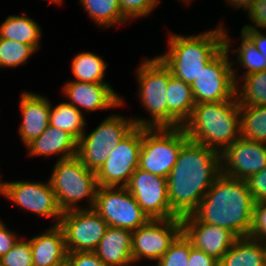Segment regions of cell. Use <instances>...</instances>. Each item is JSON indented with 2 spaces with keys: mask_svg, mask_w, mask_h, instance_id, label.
<instances>
[{
  "mask_svg": "<svg viewBox=\"0 0 266 266\" xmlns=\"http://www.w3.org/2000/svg\"><path fill=\"white\" fill-rule=\"evenodd\" d=\"M221 174V154L188 140L167 177L171 209L179 216L191 214Z\"/></svg>",
  "mask_w": 266,
  "mask_h": 266,
  "instance_id": "cell-1",
  "label": "cell"
},
{
  "mask_svg": "<svg viewBox=\"0 0 266 266\" xmlns=\"http://www.w3.org/2000/svg\"><path fill=\"white\" fill-rule=\"evenodd\" d=\"M254 204L245 180L221 173L191 215L199 222L227 228L238 238L248 237Z\"/></svg>",
  "mask_w": 266,
  "mask_h": 266,
  "instance_id": "cell-2",
  "label": "cell"
},
{
  "mask_svg": "<svg viewBox=\"0 0 266 266\" xmlns=\"http://www.w3.org/2000/svg\"><path fill=\"white\" fill-rule=\"evenodd\" d=\"M187 137L222 154L240 137V103L230 100L195 104L183 125Z\"/></svg>",
  "mask_w": 266,
  "mask_h": 266,
  "instance_id": "cell-3",
  "label": "cell"
},
{
  "mask_svg": "<svg viewBox=\"0 0 266 266\" xmlns=\"http://www.w3.org/2000/svg\"><path fill=\"white\" fill-rule=\"evenodd\" d=\"M169 49L158 56L169 68L173 77L192 84L207 63L225 46L224 27L198 35L172 34Z\"/></svg>",
  "mask_w": 266,
  "mask_h": 266,
  "instance_id": "cell-4",
  "label": "cell"
},
{
  "mask_svg": "<svg viewBox=\"0 0 266 266\" xmlns=\"http://www.w3.org/2000/svg\"><path fill=\"white\" fill-rule=\"evenodd\" d=\"M49 181L62 213L94 208L98 188L96 172L86 168L76 156L57 160ZM85 198L90 206H76Z\"/></svg>",
  "mask_w": 266,
  "mask_h": 266,
  "instance_id": "cell-5",
  "label": "cell"
},
{
  "mask_svg": "<svg viewBox=\"0 0 266 266\" xmlns=\"http://www.w3.org/2000/svg\"><path fill=\"white\" fill-rule=\"evenodd\" d=\"M139 97L151 119L134 117L135 126L144 128H168L167 86L172 76L169 68L157 56L146 59L137 69Z\"/></svg>",
  "mask_w": 266,
  "mask_h": 266,
  "instance_id": "cell-6",
  "label": "cell"
},
{
  "mask_svg": "<svg viewBox=\"0 0 266 266\" xmlns=\"http://www.w3.org/2000/svg\"><path fill=\"white\" fill-rule=\"evenodd\" d=\"M189 140L183 127L144 128L138 168L167 178L181 147Z\"/></svg>",
  "mask_w": 266,
  "mask_h": 266,
  "instance_id": "cell-7",
  "label": "cell"
},
{
  "mask_svg": "<svg viewBox=\"0 0 266 266\" xmlns=\"http://www.w3.org/2000/svg\"><path fill=\"white\" fill-rule=\"evenodd\" d=\"M230 38L224 28V47L207 63L191 84L196 104L230 100L238 87L233 77V63L229 61Z\"/></svg>",
  "mask_w": 266,
  "mask_h": 266,
  "instance_id": "cell-8",
  "label": "cell"
},
{
  "mask_svg": "<svg viewBox=\"0 0 266 266\" xmlns=\"http://www.w3.org/2000/svg\"><path fill=\"white\" fill-rule=\"evenodd\" d=\"M135 127L132 118L112 114L105 118L88 135L84 132L77 144L76 157L94 172L104 164L108 155L118 143Z\"/></svg>",
  "mask_w": 266,
  "mask_h": 266,
  "instance_id": "cell-9",
  "label": "cell"
},
{
  "mask_svg": "<svg viewBox=\"0 0 266 266\" xmlns=\"http://www.w3.org/2000/svg\"><path fill=\"white\" fill-rule=\"evenodd\" d=\"M93 209L108 226L131 232L150 220L126 187L98 186Z\"/></svg>",
  "mask_w": 266,
  "mask_h": 266,
  "instance_id": "cell-10",
  "label": "cell"
},
{
  "mask_svg": "<svg viewBox=\"0 0 266 266\" xmlns=\"http://www.w3.org/2000/svg\"><path fill=\"white\" fill-rule=\"evenodd\" d=\"M142 146V127L135 126L112 149L108 158L96 172L98 186L126 187L138 168Z\"/></svg>",
  "mask_w": 266,
  "mask_h": 266,
  "instance_id": "cell-11",
  "label": "cell"
},
{
  "mask_svg": "<svg viewBox=\"0 0 266 266\" xmlns=\"http://www.w3.org/2000/svg\"><path fill=\"white\" fill-rule=\"evenodd\" d=\"M59 226L64 232L67 252L94 251L108 227L107 222L94 209L64 212Z\"/></svg>",
  "mask_w": 266,
  "mask_h": 266,
  "instance_id": "cell-12",
  "label": "cell"
},
{
  "mask_svg": "<svg viewBox=\"0 0 266 266\" xmlns=\"http://www.w3.org/2000/svg\"><path fill=\"white\" fill-rule=\"evenodd\" d=\"M181 233V218L150 219L132 232L133 262L158 261Z\"/></svg>",
  "mask_w": 266,
  "mask_h": 266,
  "instance_id": "cell-13",
  "label": "cell"
},
{
  "mask_svg": "<svg viewBox=\"0 0 266 266\" xmlns=\"http://www.w3.org/2000/svg\"><path fill=\"white\" fill-rule=\"evenodd\" d=\"M0 193L25 211H31L37 216L57 219L53 226L59 225L62 212L49 180L46 183L24 180L2 182L1 180Z\"/></svg>",
  "mask_w": 266,
  "mask_h": 266,
  "instance_id": "cell-14",
  "label": "cell"
},
{
  "mask_svg": "<svg viewBox=\"0 0 266 266\" xmlns=\"http://www.w3.org/2000/svg\"><path fill=\"white\" fill-rule=\"evenodd\" d=\"M126 188L150 219L181 218L170 207L167 178L137 168Z\"/></svg>",
  "mask_w": 266,
  "mask_h": 266,
  "instance_id": "cell-15",
  "label": "cell"
},
{
  "mask_svg": "<svg viewBox=\"0 0 266 266\" xmlns=\"http://www.w3.org/2000/svg\"><path fill=\"white\" fill-rule=\"evenodd\" d=\"M266 168V143L241 136L221 154V173L246 180Z\"/></svg>",
  "mask_w": 266,
  "mask_h": 266,
  "instance_id": "cell-16",
  "label": "cell"
},
{
  "mask_svg": "<svg viewBox=\"0 0 266 266\" xmlns=\"http://www.w3.org/2000/svg\"><path fill=\"white\" fill-rule=\"evenodd\" d=\"M182 232L192 246L204 251L218 262L238 239L229 229L197 221L191 214L181 217Z\"/></svg>",
  "mask_w": 266,
  "mask_h": 266,
  "instance_id": "cell-17",
  "label": "cell"
},
{
  "mask_svg": "<svg viewBox=\"0 0 266 266\" xmlns=\"http://www.w3.org/2000/svg\"><path fill=\"white\" fill-rule=\"evenodd\" d=\"M65 97L70 100L78 110L84 108L86 112H94L99 109H109L121 106L123 99L108 83H84L69 81L63 86Z\"/></svg>",
  "mask_w": 266,
  "mask_h": 266,
  "instance_id": "cell-18",
  "label": "cell"
},
{
  "mask_svg": "<svg viewBox=\"0 0 266 266\" xmlns=\"http://www.w3.org/2000/svg\"><path fill=\"white\" fill-rule=\"evenodd\" d=\"M20 100L23 121L18 131L21 141L26 146L48 128L51 101L31 91L22 93Z\"/></svg>",
  "mask_w": 266,
  "mask_h": 266,
  "instance_id": "cell-19",
  "label": "cell"
},
{
  "mask_svg": "<svg viewBox=\"0 0 266 266\" xmlns=\"http://www.w3.org/2000/svg\"><path fill=\"white\" fill-rule=\"evenodd\" d=\"M94 252L105 266H132V232L108 226Z\"/></svg>",
  "mask_w": 266,
  "mask_h": 266,
  "instance_id": "cell-20",
  "label": "cell"
},
{
  "mask_svg": "<svg viewBox=\"0 0 266 266\" xmlns=\"http://www.w3.org/2000/svg\"><path fill=\"white\" fill-rule=\"evenodd\" d=\"M78 141L66 131L48 125V128L37 138L26 145L29 156L58 155L57 160L73 158L77 155ZM60 154V155H59Z\"/></svg>",
  "mask_w": 266,
  "mask_h": 266,
  "instance_id": "cell-21",
  "label": "cell"
},
{
  "mask_svg": "<svg viewBox=\"0 0 266 266\" xmlns=\"http://www.w3.org/2000/svg\"><path fill=\"white\" fill-rule=\"evenodd\" d=\"M29 242L33 266H52L67 257L64 232L59 225L29 239Z\"/></svg>",
  "mask_w": 266,
  "mask_h": 266,
  "instance_id": "cell-22",
  "label": "cell"
},
{
  "mask_svg": "<svg viewBox=\"0 0 266 266\" xmlns=\"http://www.w3.org/2000/svg\"><path fill=\"white\" fill-rule=\"evenodd\" d=\"M168 128H179L190 119L196 104L191 84L173 76L167 86Z\"/></svg>",
  "mask_w": 266,
  "mask_h": 266,
  "instance_id": "cell-23",
  "label": "cell"
},
{
  "mask_svg": "<svg viewBox=\"0 0 266 266\" xmlns=\"http://www.w3.org/2000/svg\"><path fill=\"white\" fill-rule=\"evenodd\" d=\"M41 27L26 12L23 15H9L0 25V38L15 40L40 49Z\"/></svg>",
  "mask_w": 266,
  "mask_h": 266,
  "instance_id": "cell-24",
  "label": "cell"
},
{
  "mask_svg": "<svg viewBox=\"0 0 266 266\" xmlns=\"http://www.w3.org/2000/svg\"><path fill=\"white\" fill-rule=\"evenodd\" d=\"M219 266H266L260 241L238 238L219 261Z\"/></svg>",
  "mask_w": 266,
  "mask_h": 266,
  "instance_id": "cell-25",
  "label": "cell"
},
{
  "mask_svg": "<svg viewBox=\"0 0 266 266\" xmlns=\"http://www.w3.org/2000/svg\"><path fill=\"white\" fill-rule=\"evenodd\" d=\"M233 67V77L236 85L243 81L241 88H236V96L240 105L266 106V70L247 74L236 75L238 72Z\"/></svg>",
  "mask_w": 266,
  "mask_h": 266,
  "instance_id": "cell-26",
  "label": "cell"
},
{
  "mask_svg": "<svg viewBox=\"0 0 266 266\" xmlns=\"http://www.w3.org/2000/svg\"><path fill=\"white\" fill-rule=\"evenodd\" d=\"M52 105L49 125L66 131L78 141L87 126L83 112L67 102L59 103L54 108Z\"/></svg>",
  "mask_w": 266,
  "mask_h": 266,
  "instance_id": "cell-27",
  "label": "cell"
},
{
  "mask_svg": "<svg viewBox=\"0 0 266 266\" xmlns=\"http://www.w3.org/2000/svg\"><path fill=\"white\" fill-rule=\"evenodd\" d=\"M90 18L101 27L124 24L129 19L122 13L118 0H80Z\"/></svg>",
  "mask_w": 266,
  "mask_h": 266,
  "instance_id": "cell-28",
  "label": "cell"
},
{
  "mask_svg": "<svg viewBox=\"0 0 266 266\" xmlns=\"http://www.w3.org/2000/svg\"><path fill=\"white\" fill-rule=\"evenodd\" d=\"M72 73L78 82L107 83L104 82L105 70L108 64L102 57L91 52L76 55L72 61Z\"/></svg>",
  "mask_w": 266,
  "mask_h": 266,
  "instance_id": "cell-29",
  "label": "cell"
},
{
  "mask_svg": "<svg viewBox=\"0 0 266 266\" xmlns=\"http://www.w3.org/2000/svg\"><path fill=\"white\" fill-rule=\"evenodd\" d=\"M240 136L266 143V106L240 105Z\"/></svg>",
  "mask_w": 266,
  "mask_h": 266,
  "instance_id": "cell-30",
  "label": "cell"
},
{
  "mask_svg": "<svg viewBox=\"0 0 266 266\" xmlns=\"http://www.w3.org/2000/svg\"><path fill=\"white\" fill-rule=\"evenodd\" d=\"M241 44L238 49H232L231 53L237 56L238 64L240 67L245 68L243 76L256 72L266 70V58L264 54H261L252 41L241 32Z\"/></svg>",
  "mask_w": 266,
  "mask_h": 266,
  "instance_id": "cell-31",
  "label": "cell"
},
{
  "mask_svg": "<svg viewBox=\"0 0 266 266\" xmlns=\"http://www.w3.org/2000/svg\"><path fill=\"white\" fill-rule=\"evenodd\" d=\"M37 52L31 45L0 38V67H17L27 62Z\"/></svg>",
  "mask_w": 266,
  "mask_h": 266,
  "instance_id": "cell-32",
  "label": "cell"
},
{
  "mask_svg": "<svg viewBox=\"0 0 266 266\" xmlns=\"http://www.w3.org/2000/svg\"><path fill=\"white\" fill-rule=\"evenodd\" d=\"M191 246L192 242L182 232L156 262V266H188Z\"/></svg>",
  "mask_w": 266,
  "mask_h": 266,
  "instance_id": "cell-33",
  "label": "cell"
},
{
  "mask_svg": "<svg viewBox=\"0 0 266 266\" xmlns=\"http://www.w3.org/2000/svg\"><path fill=\"white\" fill-rule=\"evenodd\" d=\"M1 266H33L29 240L19 238L11 250L0 258Z\"/></svg>",
  "mask_w": 266,
  "mask_h": 266,
  "instance_id": "cell-34",
  "label": "cell"
},
{
  "mask_svg": "<svg viewBox=\"0 0 266 266\" xmlns=\"http://www.w3.org/2000/svg\"><path fill=\"white\" fill-rule=\"evenodd\" d=\"M122 13L129 19L146 17L159 4V0H118Z\"/></svg>",
  "mask_w": 266,
  "mask_h": 266,
  "instance_id": "cell-35",
  "label": "cell"
},
{
  "mask_svg": "<svg viewBox=\"0 0 266 266\" xmlns=\"http://www.w3.org/2000/svg\"><path fill=\"white\" fill-rule=\"evenodd\" d=\"M248 237L257 241L266 239V201L255 202Z\"/></svg>",
  "mask_w": 266,
  "mask_h": 266,
  "instance_id": "cell-36",
  "label": "cell"
},
{
  "mask_svg": "<svg viewBox=\"0 0 266 266\" xmlns=\"http://www.w3.org/2000/svg\"><path fill=\"white\" fill-rule=\"evenodd\" d=\"M254 202L266 201V168L245 180Z\"/></svg>",
  "mask_w": 266,
  "mask_h": 266,
  "instance_id": "cell-37",
  "label": "cell"
},
{
  "mask_svg": "<svg viewBox=\"0 0 266 266\" xmlns=\"http://www.w3.org/2000/svg\"><path fill=\"white\" fill-rule=\"evenodd\" d=\"M248 18L252 25H244L243 28L266 29V0H255L248 9Z\"/></svg>",
  "mask_w": 266,
  "mask_h": 266,
  "instance_id": "cell-38",
  "label": "cell"
},
{
  "mask_svg": "<svg viewBox=\"0 0 266 266\" xmlns=\"http://www.w3.org/2000/svg\"><path fill=\"white\" fill-rule=\"evenodd\" d=\"M70 266H105L94 251L68 252Z\"/></svg>",
  "mask_w": 266,
  "mask_h": 266,
  "instance_id": "cell-39",
  "label": "cell"
},
{
  "mask_svg": "<svg viewBox=\"0 0 266 266\" xmlns=\"http://www.w3.org/2000/svg\"><path fill=\"white\" fill-rule=\"evenodd\" d=\"M20 236L6 228L0 218V258L8 253Z\"/></svg>",
  "mask_w": 266,
  "mask_h": 266,
  "instance_id": "cell-40",
  "label": "cell"
},
{
  "mask_svg": "<svg viewBox=\"0 0 266 266\" xmlns=\"http://www.w3.org/2000/svg\"><path fill=\"white\" fill-rule=\"evenodd\" d=\"M188 266H219V262L204 251L191 246Z\"/></svg>",
  "mask_w": 266,
  "mask_h": 266,
  "instance_id": "cell-41",
  "label": "cell"
},
{
  "mask_svg": "<svg viewBox=\"0 0 266 266\" xmlns=\"http://www.w3.org/2000/svg\"><path fill=\"white\" fill-rule=\"evenodd\" d=\"M241 32H243L252 41L258 51L261 54H264L266 58V34L264 35L261 33L259 29L257 30L252 28H242Z\"/></svg>",
  "mask_w": 266,
  "mask_h": 266,
  "instance_id": "cell-42",
  "label": "cell"
},
{
  "mask_svg": "<svg viewBox=\"0 0 266 266\" xmlns=\"http://www.w3.org/2000/svg\"><path fill=\"white\" fill-rule=\"evenodd\" d=\"M229 5L234 6V8H243V10H248L249 7L255 0H227Z\"/></svg>",
  "mask_w": 266,
  "mask_h": 266,
  "instance_id": "cell-43",
  "label": "cell"
},
{
  "mask_svg": "<svg viewBox=\"0 0 266 266\" xmlns=\"http://www.w3.org/2000/svg\"><path fill=\"white\" fill-rule=\"evenodd\" d=\"M52 266H70L68 257L64 258L60 262L53 264Z\"/></svg>",
  "mask_w": 266,
  "mask_h": 266,
  "instance_id": "cell-44",
  "label": "cell"
},
{
  "mask_svg": "<svg viewBox=\"0 0 266 266\" xmlns=\"http://www.w3.org/2000/svg\"><path fill=\"white\" fill-rule=\"evenodd\" d=\"M261 245L263 247V251H264V257H265V263H266V239L261 240Z\"/></svg>",
  "mask_w": 266,
  "mask_h": 266,
  "instance_id": "cell-45",
  "label": "cell"
},
{
  "mask_svg": "<svg viewBox=\"0 0 266 266\" xmlns=\"http://www.w3.org/2000/svg\"><path fill=\"white\" fill-rule=\"evenodd\" d=\"M47 1L57 4H60L62 2V0H47Z\"/></svg>",
  "mask_w": 266,
  "mask_h": 266,
  "instance_id": "cell-46",
  "label": "cell"
},
{
  "mask_svg": "<svg viewBox=\"0 0 266 266\" xmlns=\"http://www.w3.org/2000/svg\"><path fill=\"white\" fill-rule=\"evenodd\" d=\"M183 2H185V4H188L189 2H191V0H182Z\"/></svg>",
  "mask_w": 266,
  "mask_h": 266,
  "instance_id": "cell-47",
  "label": "cell"
}]
</instances>
